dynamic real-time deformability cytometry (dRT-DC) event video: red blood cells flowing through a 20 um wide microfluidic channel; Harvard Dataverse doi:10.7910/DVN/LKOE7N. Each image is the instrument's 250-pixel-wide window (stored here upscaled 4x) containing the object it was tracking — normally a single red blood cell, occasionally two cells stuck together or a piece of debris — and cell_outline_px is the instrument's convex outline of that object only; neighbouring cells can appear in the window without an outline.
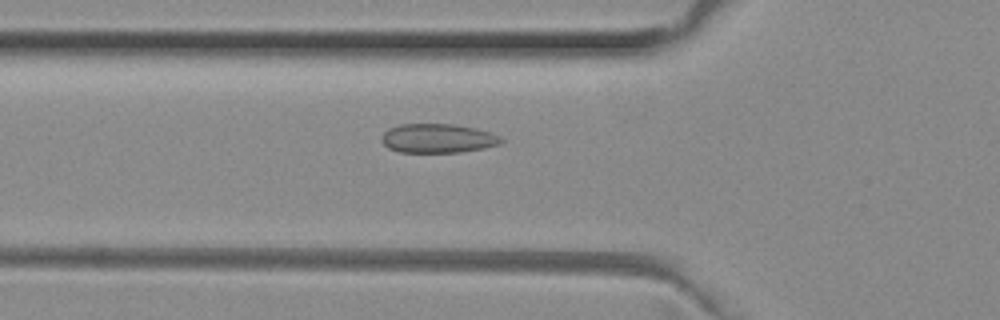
{"species": "common noctule bat (a hibernating species)", "species_latin": "Nyctalus noctula", "temperature_condition": "room temperature", "stored_images_in_passage": 21, "camera_frame_rate_fps": 3000, "um_per_image_px": 0.085, "animal": {"sex": "female", "body_mass_g": 29.2, "forearm_length_mm": 56.3}, "frame": {"image": 1, "passage_image": 10, "time_ms": 3.0, "image_size_px": [1000, 320], "cell_outline_px": [[504, 140], [500, 144], [460, 152], [400, 152], [388, 148], [380, 140], [380, 136], [388, 128], [400, 124], [452, 124], [476, 128], [500, 136]], "centroid_in_image_um": [37.16, 11.75], "position_along_channel_um": 88.6, "area_um2": 20.23}}
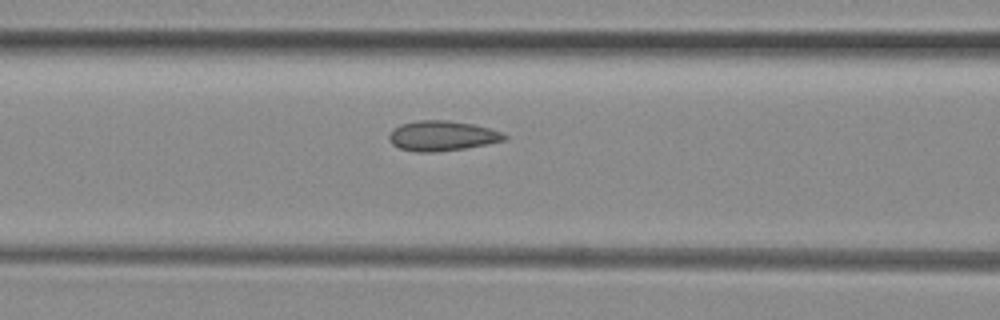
{"frame": {"image": 2, "passage_image": 13, "time_ms": 4.0, "image_size_px": [1000, 320], "cell_outline_px": [[508, 140], [464, 148], [436, 152], [416, 152], [400, 148], [392, 144], [388, 140], [388, 136], [392, 128], [400, 124], [420, 120], [448, 120], [472, 124], [504, 132], [508, 136]], "centroid_in_image_um": [37.57, 11.54], "position_along_channel_um": 129.0, "area_um2": 20.35}}
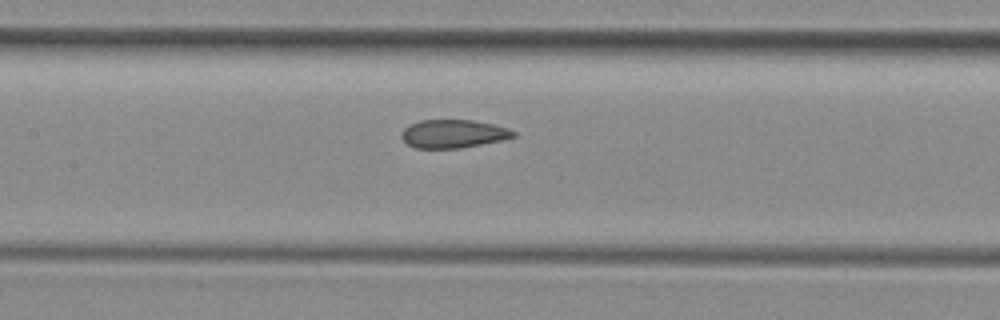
{"frame": {"image": 3, "passage_image": 16, "time_ms": 5.0, "image_size_px": [1000, 320], "cell_outline_px": [[516, 136], [504, 140], [460, 148], [416, 148], [408, 144], [400, 136], [404, 128], [408, 124], [420, 120], [472, 120], [492, 124], [508, 128], [516, 132]], "centroid_in_image_um": [38.53, 11.37], "position_along_channel_um": 168.9, "area_um2": 18.5}}